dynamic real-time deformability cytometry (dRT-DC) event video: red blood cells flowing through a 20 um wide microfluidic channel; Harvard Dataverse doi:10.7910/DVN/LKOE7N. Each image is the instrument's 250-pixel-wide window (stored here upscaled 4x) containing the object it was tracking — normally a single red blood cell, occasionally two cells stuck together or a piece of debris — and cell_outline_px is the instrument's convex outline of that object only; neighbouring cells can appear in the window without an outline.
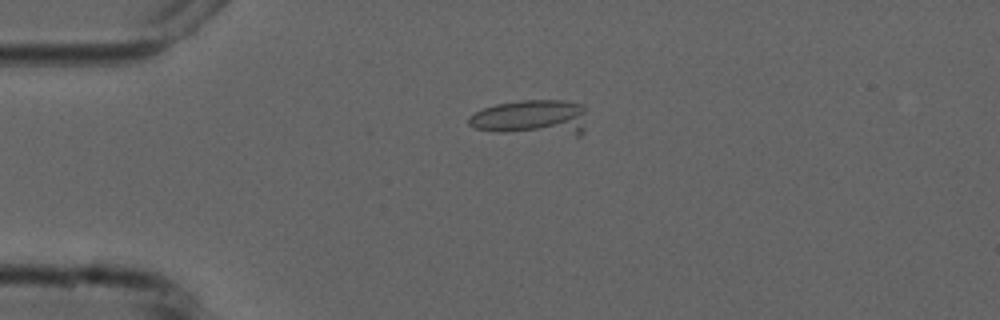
{"species": "common noctule bat (a hibernating species)", "species_latin": "Nyctalus noctula", "temperature_condition": "cold", "stored_images_in_passage": 8, "camera_frame_rate_fps": 3000, "um_per_image_px": 0.085, "animal": {"sex": "male", "forearm_length_mm": 52.5}, "frame": {"image": 1, "passage_image": 5, "time_ms": 4.333, "image_size_px": [1000, 320], "cell_outline_px": [[584, 132], [580, 136], [576, 136], [496, 132], [476, 128], [468, 124], [468, 116], [484, 108], [496, 104], [520, 100], [564, 100], [584, 104]], "centroid_in_image_um": [45.22, 10.01], "position_along_channel_um": 39.8, "area_um2": 24.97}}
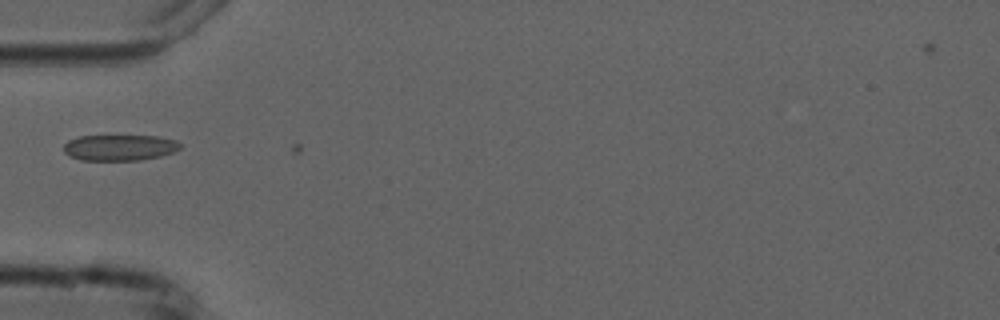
{"frame": {"image": 2, "passage_image": 6, "time_ms": 6.0, "image_size_px": [1000, 320], "cell_outline_px": [[184, 144], [180, 148], [172, 152], [160, 156], [140, 160], [80, 160], [68, 156], [64, 152], [64, 144], [68, 140], [80, 136], [156, 136], [176, 140]], "centroid_in_image_um": [10.16, 12.54], "position_along_channel_um": 74.8, "area_um2": 17.69}}
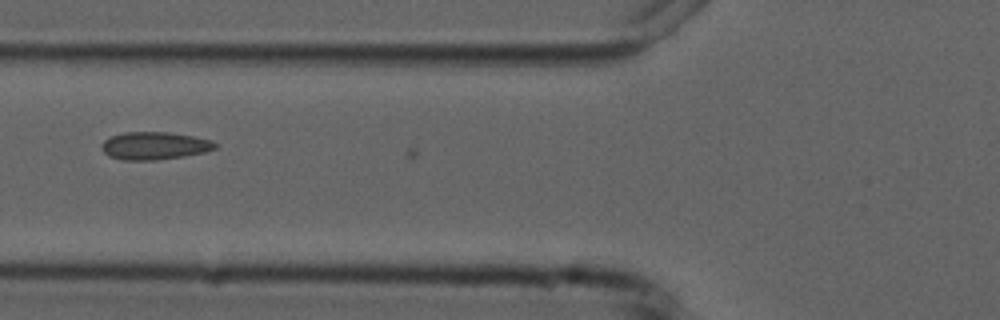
{"frame": {"image": 3, "passage_image": 7, "time_ms": 7.0, "image_size_px": [1000, 320], "cell_outline_px": [[216, 148], [204, 152], [184, 156], [156, 160], [120, 160], [108, 156], [104, 152], [100, 144], [104, 140], [112, 136], [124, 132], [168, 132], [192, 136], [212, 140], [216, 144]], "centroid_in_image_um": [13.1, 12.39], "position_along_channel_um": 112.7, "area_um2": 18.32}}